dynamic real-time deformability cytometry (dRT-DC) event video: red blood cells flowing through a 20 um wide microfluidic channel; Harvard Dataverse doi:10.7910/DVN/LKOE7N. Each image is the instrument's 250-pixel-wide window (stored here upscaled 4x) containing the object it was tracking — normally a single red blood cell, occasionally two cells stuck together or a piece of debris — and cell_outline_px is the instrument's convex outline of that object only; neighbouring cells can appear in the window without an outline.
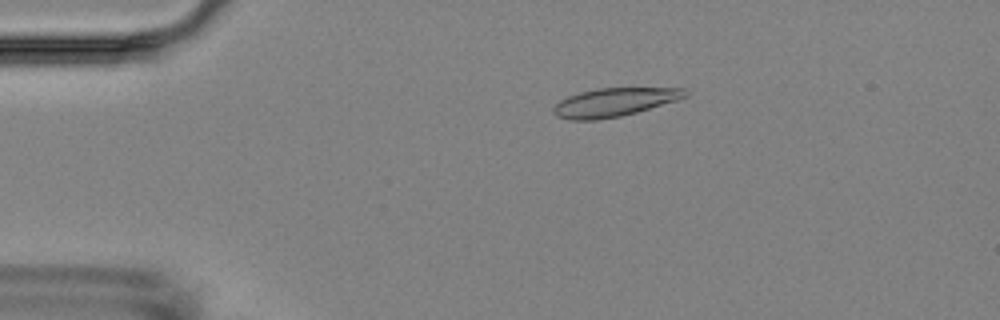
{"species": "Egyptian fruit bat (a non-hibernating species)", "species_latin": "Rousettus aegyptiacus", "temperature_condition": "room temperature", "stored_images_in_passage": 15, "camera_frame_rate_fps": 3000, "um_per_image_px": 0.085, "animal": {"sex": "female"}, "frame": {"image": 1, "passage_image": 3, "time_ms": 3.333, "image_size_px": [1000, 320], "cell_outline_px": [[688, 96], [676, 100], [636, 112], [620, 116], [596, 120], [568, 120], [556, 116], [552, 112], [552, 108], [560, 100], [568, 96], [580, 92], [596, 88], [684, 88], [688, 92]], "centroid_in_image_um": [52.17, 8.69], "position_along_channel_um": 32.8, "area_um2": 21.79}}
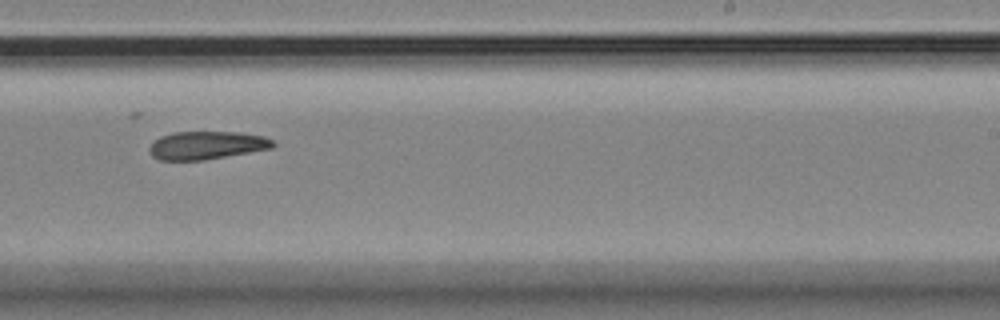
{"frame": {"image": 2, "passage_image": 10, "time_ms": 11.333, "image_size_px": [1000, 320], "cell_outline_px": [[276, 144], [272, 148], [204, 160], [160, 160], [152, 156], [148, 152], [148, 148], [160, 136], [172, 132], [240, 132], [264, 136], [272, 140]], "centroid_in_image_um": [17.55, 12.35], "position_along_channel_um": 271.4, "area_um2": 20.23}}
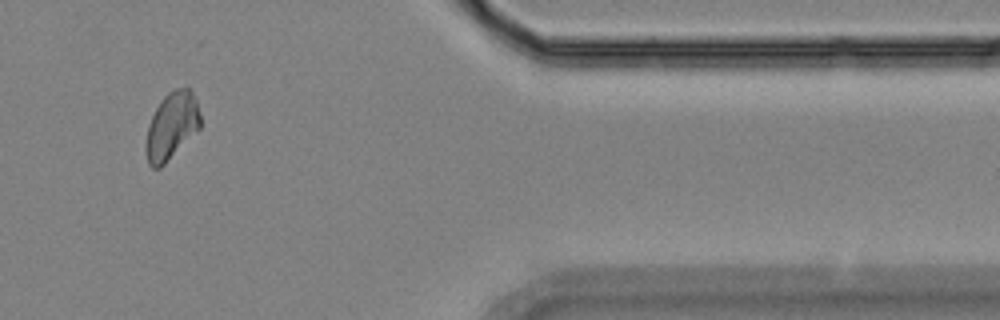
{"frame": {"image": 3, "passage_image": 13, "time_ms": 15.667, "image_size_px": [1000, 320], "cell_outline_px": [[200, 128], [160, 168], [152, 168], [148, 164], [144, 148], [148, 124], [156, 108], [164, 96], [168, 92], [176, 88], [188, 88], [192, 92], [196, 100], [200, 112]], "centroid_in_image_um": [14.57, 10.72], "position_along_channel_um": 396.8, "area_um2": 21.27}}